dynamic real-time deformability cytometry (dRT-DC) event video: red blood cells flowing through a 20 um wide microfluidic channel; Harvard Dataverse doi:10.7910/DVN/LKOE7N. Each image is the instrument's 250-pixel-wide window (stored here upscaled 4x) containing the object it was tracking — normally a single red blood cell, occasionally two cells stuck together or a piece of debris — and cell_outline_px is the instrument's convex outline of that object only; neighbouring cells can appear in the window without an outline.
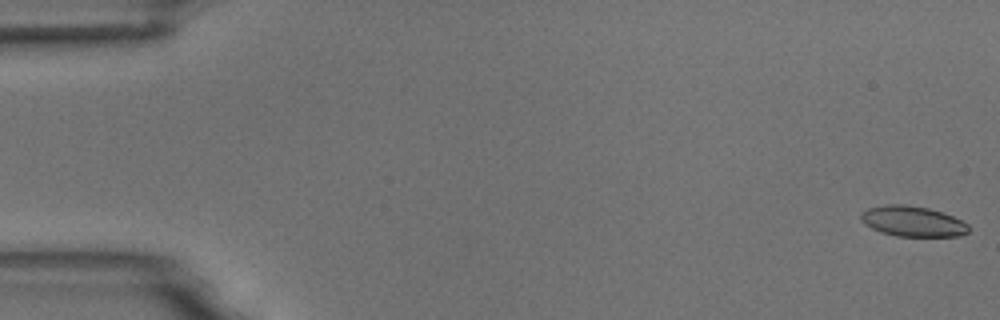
{"species": "common noctule bat (a hibernating species)", "species_latin": "Nyctalus noctula", "temperature_condition": "room temperature", "stored_images_in_passage": 6, "camera_frame_rate_fps": 3000, "um_per_image_px": 0.085, "animal": {"sex": "male", "body_mass_g": 18.8}, "frame": {"image": 1, "passage_image": 1, "time_ms": 0.0, "image_size_px": [1000, 320], "cell_outline_px": [[968, 232], [960, 236], [896, 236], [880, 232], [864, 224], [860, 220], [860, 212], [868, 208], [884, 204], [904, 204], [928, 208], [952, 216], [968, 224]], "centroid_in_image_um": [77.52, 18.81], "position_along_channel_um": 7.5, "area_um2": 19.13}}